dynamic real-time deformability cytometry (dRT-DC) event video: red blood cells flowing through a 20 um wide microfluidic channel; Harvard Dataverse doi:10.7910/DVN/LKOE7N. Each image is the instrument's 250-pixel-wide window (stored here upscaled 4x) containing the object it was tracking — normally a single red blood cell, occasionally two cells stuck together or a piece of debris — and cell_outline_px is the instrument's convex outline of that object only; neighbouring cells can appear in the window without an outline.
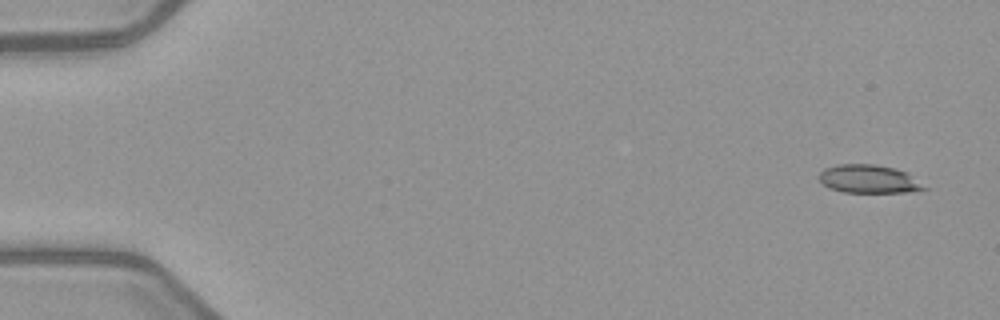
{"species": "common noctule bat (a hibernating species)", "species_latin": "Nyctalus noctula", "temperature_condition": "warm", "stored_images_in_passage": 4, "camera_frame_rate_fps": 3000, "um_per_image_px": 0.085, "animal": {"sex": "female", "body_mass_g": 21.9}, "frame": {"image": 1, "passage_image": 1, "time_ms": 0.0, "image_size_px": [1000, 320], "cell_outline_px": [[928, 188], [920, 192], [844, 192], [828, 188], [820, 180], [820, 172], [824, 168], [836, 164], [876, 164], [896, 168], [908, 172]], "centroid_in_image_um": [73.9, 15.21], "position_along_channel_um": 11.1, "area_um2": 17.57}}